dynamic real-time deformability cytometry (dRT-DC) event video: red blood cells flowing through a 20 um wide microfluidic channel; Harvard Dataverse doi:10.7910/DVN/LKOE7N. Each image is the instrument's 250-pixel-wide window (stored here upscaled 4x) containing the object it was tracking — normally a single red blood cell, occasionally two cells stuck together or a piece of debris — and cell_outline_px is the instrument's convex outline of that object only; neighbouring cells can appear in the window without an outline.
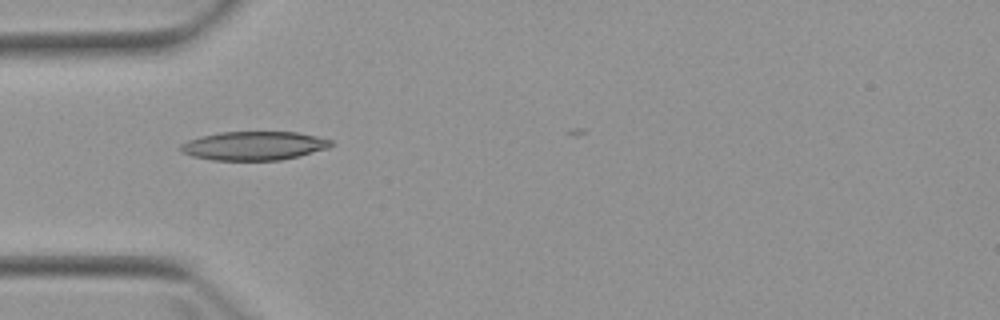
{"species": "Egyptian fruit bat (a non-hibernating species)", "species_latin": "Rousettus aegyptiacus", "temperature_condition": "warm", "stored_images_in_passage": 1, "camera_frame_rate_fps": 3000, "um_per_image_px": 0.085, "animal": {"sex": "female"}, "frame": {"image": 1, "passage_image": 1, "time_ms": 0.0, "image_size_px": [1000, 320], "cell_outline_px": [[336, 144], [328, 148], [300, 156], [280, 160], [212, 160], [192, 156], [180, 152], [180, 144], [188, 140], [200, 136], [220, 132], [296, 132], [316, 136], [332, 140]], "centroid_in_image_um": [21.59, 12.39], "position_along_channel_um": 63.4, "area_um2": 25.37}}